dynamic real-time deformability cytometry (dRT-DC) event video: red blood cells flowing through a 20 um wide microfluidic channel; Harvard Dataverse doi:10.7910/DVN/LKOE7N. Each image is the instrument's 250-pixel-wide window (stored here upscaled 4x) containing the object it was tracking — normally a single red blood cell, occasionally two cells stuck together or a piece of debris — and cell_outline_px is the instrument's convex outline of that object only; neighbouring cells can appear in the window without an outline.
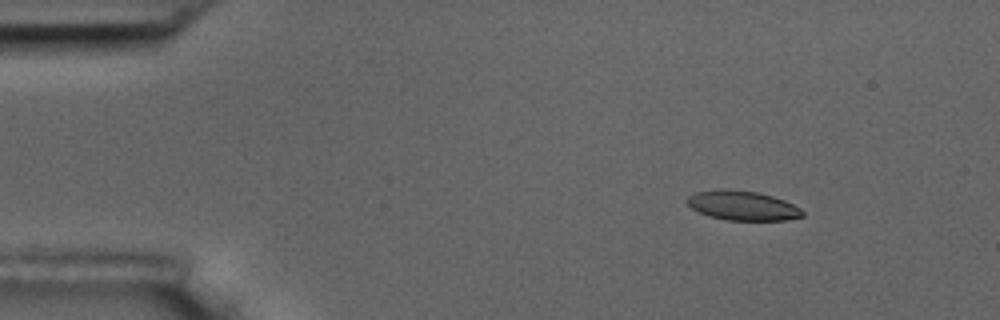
{"species": "common noctule bat (a hibernating species)", "species_latin": "Nyctalus noctula", "temperature_condition": "room temperature", "stored_images_in_passage": 5, "camera_frame_rate_fps": 3000, "um_per_image_px": 0.085, "animal": {"sex": "male", "body_mass_g": 17.5, "forearm_length_mm": 52.3}, "frame": {"image": 1, "passage_image": 3, "time_ms": 2.333, "image_size_px": [1000, 320], "cell_outline_px": [[804, 216], [788, 220], [728, 220], [708, 216], [692, 208], [688, 204], [688, 196], [696, 192], [720, 188], [724, 188], [760, 192], [784, 200], [800, 208], [804, 212]], "centroid_in_image_um": [63.13, 17.46], "position_along_channel_um": 21.9, "area_um2": 19.88}}
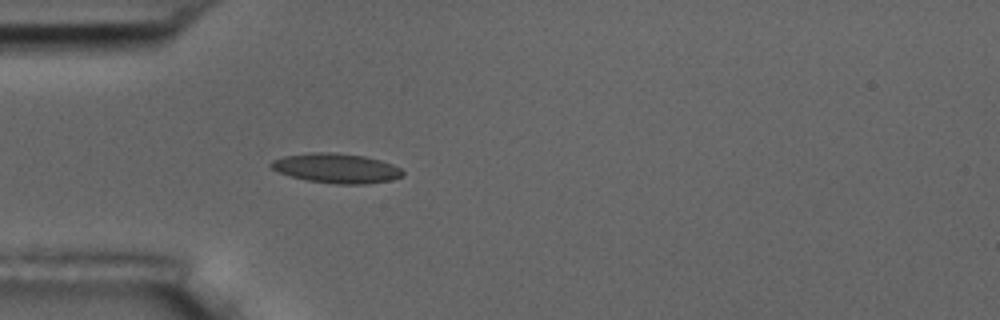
{"frame": {"image": 2, "passage_image": 5, "time_ms": 5.333, "image_size_px": [1000, 320], "cell_outline_px": [[404, 176], [392, 180], [364, 184], [336, 184], [308, 180], [292, 176], [280, 172], [272, 168], [268, 164], [272, 160], [284, 156], [312, 152], [336, 152], [364, 156], [380, 160], [392, 164], [400, 168], [404, 172]], "centroid_in_image_um": [28.62, 14.29], "position_along_channel_um": 56.4, "area_um2": 22.72}}